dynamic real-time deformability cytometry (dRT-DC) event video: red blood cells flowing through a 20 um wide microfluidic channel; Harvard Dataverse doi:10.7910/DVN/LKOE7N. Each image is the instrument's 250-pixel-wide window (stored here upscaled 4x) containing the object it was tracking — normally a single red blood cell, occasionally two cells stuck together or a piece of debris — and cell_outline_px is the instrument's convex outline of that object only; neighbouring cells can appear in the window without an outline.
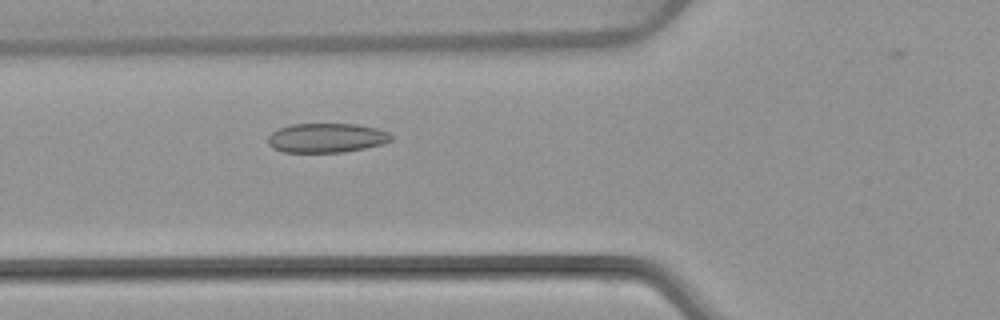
{"species": "common noctule bat (a hibernating species)", "species_latin": "Nyctalus noctula", "temperature_condition": "warm", "stored_images_in_passage": 47, "camera_frame_rate_fps": 3000, "um_per_image_px": 0.085, "animal": {"sex": "female", "body_mass_g": 22.7, "forearm_length_mm": 54.2}, "frame": {"image": 1, "passage_image": 17, "time_ms": 5.333, "image_size_px": [1000, 320], "cell_outline_px": [[392, 140], [384, 144], [344, 152], [284, 152], [272, 148], [268, 144], [268, 136], [272, 132], [280, 128], [292, 124], [356, 124], [376, 128], [388, 132], [392, 136]], "centroid_in_image_um": [27.76, 11.72], "position_along_channel_um": 98.0, "area_um2": 21.1}}
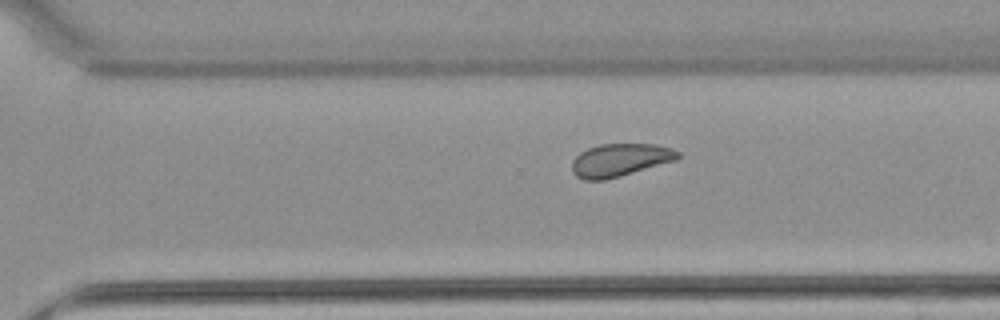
{"frame": {"image": 2, "passage_image": 34, "time_ms": 11.0, "image_size_px": [1000, 320], "cell_outline_px": [[680, 156], [676, 160], [620, 176], [604, 180], [584, 180], [576, 176], [572, 172], [572, 160], [580, 152], [588, 148], [600, 144], [656, 144], [672, 148], [680, 152]], "centroid_in_image_um": [52.69, 13.6], "position_along_channel_um": 317.9, "area_um2": 20.29}}
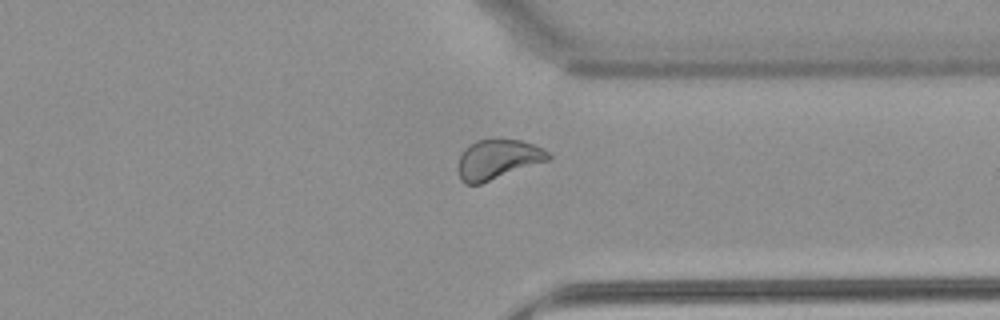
{"frame": {"image": 3, "passage_image": 38, "time_ms": 12.333, "image_size_px": [1000, 320], "cell_outline_px": [[552, 156], [548, 160], [480, 184], [464, 184], [460, 180], [460, 156], [464, 148], [468, 144], [476, 140], [520, 140], [544, 148]], "centroid_in_image_um": [42.31, 13.54], "position_along_channel_um": 369.1, "area_um2": 20.52}, "authors_computed_cell_mechanics": {"area_um2": 21.4438, "velocity_mm_per_s": 3.8914, "shape_relaxation_time_tau1_ms": null, "shape_relaxation_time_tau2_ms": 1.919, "deformation_change_tau1": null, "deformation_change_tau2": 0.0707}}